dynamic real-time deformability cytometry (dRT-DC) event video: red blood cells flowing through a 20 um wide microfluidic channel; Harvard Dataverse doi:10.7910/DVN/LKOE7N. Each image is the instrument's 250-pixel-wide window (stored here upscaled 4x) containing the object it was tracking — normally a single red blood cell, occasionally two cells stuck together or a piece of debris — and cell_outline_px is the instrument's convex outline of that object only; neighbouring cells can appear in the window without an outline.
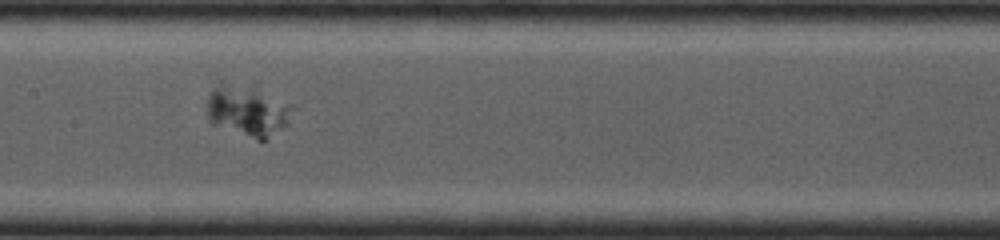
{"species": "common noctule bat (a hibernating species)", "species_latin": "Nyctalus noctula", "temperature_condition": "cold", "stored_images_in_passage": 41, "camera_frame_rate_fps": 4000, "um_per_image_px": 0.085, "animal": {"sex": "female", "body_mass_g": 19.0, "forearm_length_mm": 53.3}, "frame": {"image": 1, "passage_image": 19, "time_ms": 4.5, "image_size_px": [1000, 240], "cell_outline_px": [[288, 124], [264, 140], [256, 140], [212, 124], [208, 120], [208, 96], [216, 88], [228, 88], [252, 92], [288, 108]], "centroid_in_image_um": [20.92, 9.63], "position_along_channel_um": 186.5, "area_um2": 21.91}}
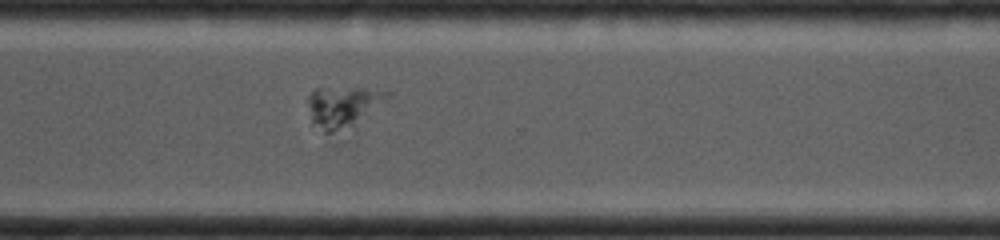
{"frame": {"image": 2, "passage_image": 30, "time_ms": 7.25, "image_size_px": [1000, 240], "cell_outline_px": [[392, 96], [336, 144], [332, 144], [312, 124], [308, 104], [308, 96], [316, 88], [364, 88], [392, 92]], "centroid_in_image_um": [29.15, 9.3], "position_along_channel_um": 341.5, "area_um2": 21.33}}
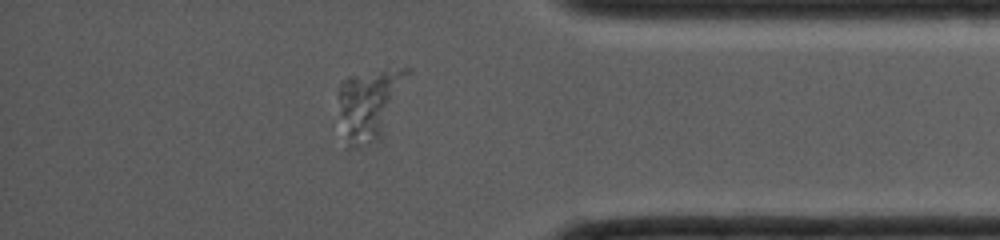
{"frame": {"image": 3, "passage_image": 35, "time_ms": 8.5, "image_size_px": [1000, 240], "cell_outline_px": [[412, 72], [380, 140], [352, 148], [344, 148], [340, 112], [340, 84], [348, 76], [404, 68], [412, 68]], "centroid_in_image_um": [31.43, 8.88], "position_along_channel_um": 403.8, "area_um2": 28.26}}